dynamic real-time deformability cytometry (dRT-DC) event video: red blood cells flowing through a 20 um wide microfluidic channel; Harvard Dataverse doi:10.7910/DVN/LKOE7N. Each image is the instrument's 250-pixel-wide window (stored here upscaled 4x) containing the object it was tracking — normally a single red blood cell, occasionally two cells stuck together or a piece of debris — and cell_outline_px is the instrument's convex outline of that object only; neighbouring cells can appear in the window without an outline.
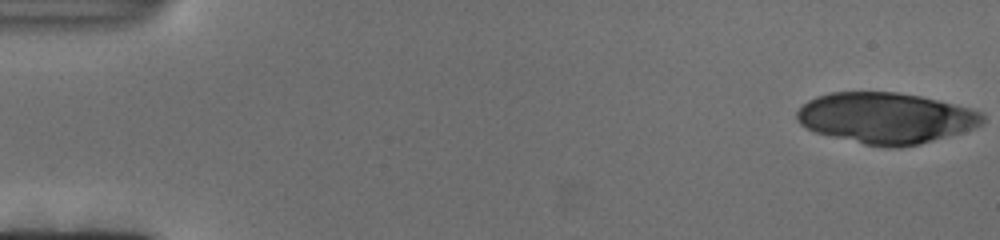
{"species": "human", "species_latin": "Homo sapiens", "temperature_condition": "cold", "stored_images_in_passage": 43, "camera_frame_rate_fps": 3000, "um_per_image_px": 0.085, "donor": {"sex": "female"}, "frame": {"image": 1, "passage_image": 1, "time_ms": 0.0, "image_size_px": [1000, 240], "cell_outline_px": [[984, 120], [980, 124], [972, 128], [960, 132], [920, 144], [900, 148], [884, 148], [864, 144], [816, 132], [800, 124], [796, 120], [796, 112], [808, 100], [816, 96], [832, 92], [896, 92], [920, 96], [984, 112]], "centroid_in_image_um": [75.27, 10.03], "position_along_channel_um": 9.7, "area_um2": 54.79}}
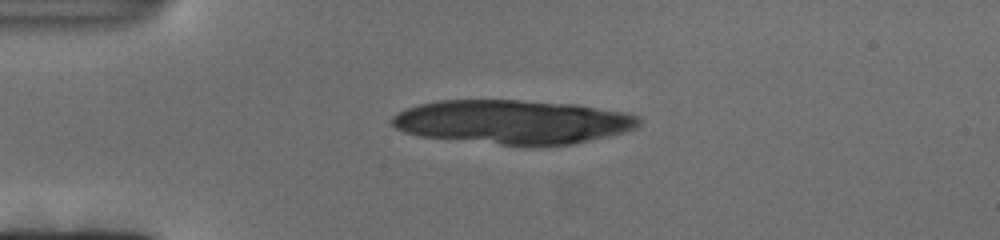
{"frame": {"image": 2, "passage_image": 30, "time_ms": 9.667, "image_size_px": [1000, 240], "cell_outline_px": [[640, 124], [636, 128], [624, 132], [608, 136], [572, 144], [500, 144], [416, 136], [404, 132], [396, 128], [388, 120], [392, 116], [404, 108], [420, 104], [440, 100], [520, 100], [576, 104], [624, 112], [636, 116], [640, 120]], "centroid_in_image_um": [43.52, 10.34], "position_along_channel_um": 41.5, "area_um2": 63.06}}